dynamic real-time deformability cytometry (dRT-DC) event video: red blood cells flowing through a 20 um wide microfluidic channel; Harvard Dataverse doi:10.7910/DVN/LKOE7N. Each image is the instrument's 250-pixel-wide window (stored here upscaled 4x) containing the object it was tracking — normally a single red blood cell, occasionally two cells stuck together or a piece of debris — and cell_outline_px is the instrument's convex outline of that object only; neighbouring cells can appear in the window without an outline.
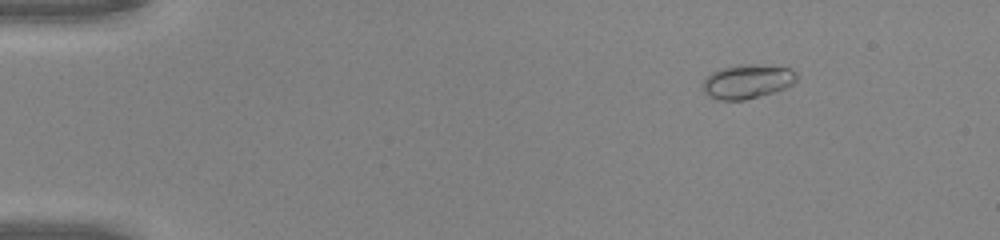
{"species": "common noctule bat (a hibernating species)", "species_latin": "Nyctalus noctula", "temperature_condition": "warm", "stored_images_in_passage": 44, "camera_frame_rate_fps": 3000, "um_per_image_px": 0.085, "animal": {"sex": "male", "body_mass_g": 20.0, "forearm_length_mm": 53.3}, "frame": {"image": 1, "passage_image": 1, "time_ms": 0.0, "image_size_px": [1000, 240], "cell_outline_px": [[796, 80], [792, 84], [784, 88], [772, 92], [744, 100], [720, 100], [704, 92], [704, 80], [712, 72], [720, 68], [744, 64], [748, 64], [788, 68], [796, 72]], "centroid_in_image_um": [63.52, 6.92], "position_along_channel_um": 21.5, "area_um2": 18.15}}
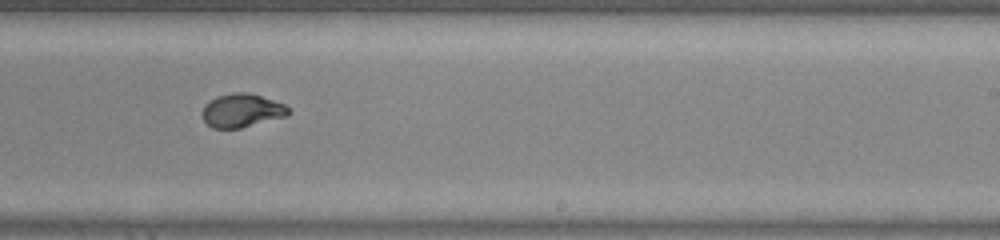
{"frame": {"image": 2, "passage_image": 26, "time_ms": 8.333, "image_size_px": [1000, 240], "cell_outline_px": [[292, 112], [288, 116], [240, 128], [212, 128], [204, 120], [200, 112], [204, 104], [216, 96], [236, 92], [248, 92], [284, 104]], "centroid_in_image_um": [20.54, 9.39], "position_along_channel_um": 268.5, "area_um2": 16.94}}
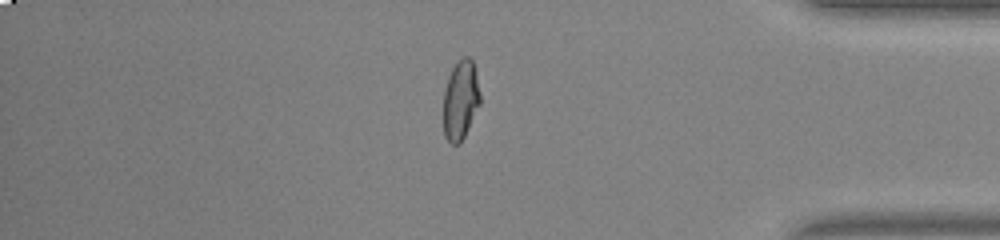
{"frame": {"image": 3, "passage_image": 37, "time_ms": 12.0, "image_size_px": [1000, 240], "cell_outline_px": [[480, 104], [460, 144], [452, 144], [444, 136], [444, 88], [448, 76], [452, 68], [464, 56], [468, 56], [472, 60], [476, 72], [480, 92]], "centroid_in_image_um": [39.15, 8.49], "position_along_channel_um": 396.1, "area_um2": 16.94}, "authors_computed_cell_mechanics": {"area_um2": 17.0799, "velocity_mm_per_s": 4.1895, "shape_relaxation_time_tau1_ms": 4.5967, "shape_relaxation_time_tau2_ms": null, "deformation_change_tau1": 0.2302, "deformation_change_tau2": null}}